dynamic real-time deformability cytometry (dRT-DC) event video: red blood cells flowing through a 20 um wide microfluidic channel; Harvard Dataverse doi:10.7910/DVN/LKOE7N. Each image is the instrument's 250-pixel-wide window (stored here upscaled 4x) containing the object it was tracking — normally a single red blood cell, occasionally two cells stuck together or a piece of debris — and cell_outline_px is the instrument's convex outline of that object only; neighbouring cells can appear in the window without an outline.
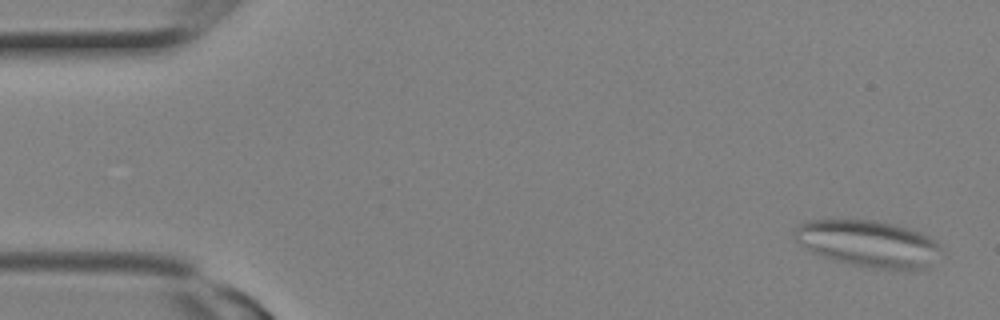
{"species": "Egyptian fruit bat (a non-hibernating species)", "species_latin": "Rousettus aegyptiacus", "temperature_condition": "room temperature", "stored_images_in_passage": 9, "camera_frame_rate_fps": 3000, "um_per_image_px": 0.085, "animal": {"sex": "female"}, "frame": {"image": 1, "passage_image": 1, "time_ms": 0.0, "image_size_px": [1000, 320], "cell_outline_px": [[944, 252], [928, 268], [872, 268], [852, 264], [820, 256], [812, 252], [796, 240], [796, 228], [804, 220], [876, 220], [892, 224], [920, 232], [928, 236]], "centroid_in_image_um": [73.83, 20.7], "position_along_channel_um": 11.2, "area_um2": 39.25}}